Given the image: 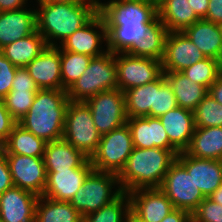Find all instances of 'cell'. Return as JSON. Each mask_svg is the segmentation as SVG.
<instances>
[{
    "label": "cell",
    "instance_id": "3",
    "mask_svg": "<svg viewBox=\"0 0 222 222\" xmlns=\"http://www.w3.org/2000/svg\"><path fill=\"white\" fill-rule=\"evenodd\" d=\"M98 3L39 2L40 8L36 10L37 31L44 37L47 46H57L53 39L62 43L87 24L98 13Z\"/></svg>",
    "mask_w": 222,
    "mask_h": 222
},
{
    "label": "cell",
    "instance_id": "46",
    "mask_svg": "<svg viewBox=\"0 0 222 222\" xmlns=\"http://www.w3.org/2000/svg\"><path fill=\"white\" fill-rule=\"evenodd\" d=\"M161 222H191V214L185 210L175 208Z\"/></svg>",
    "mask_w": 222,
    "mask_h": 222
},
{
    "label": "cell",
    "instance_id": "31",
    "mask_svg": "<svg viewBox=\"0 0 222 222\" xmlns=\"http://www.w3.org/2000/svg\"><path fill=\"white\" fill-rule=\"evenodd\" d=\"M82 221L83 217L70 204V202L56 201L44 196H39L35 209V222H82Z\"/></svg>",
    "mask_w": 222,
    "mask_h": 222
},
{
    "label": "cell",
    "instance_id": "15",
    "mask_svg": "<svg viewBox=\"0 0 222 222\" xmlns=\"http://www.w3.org/2000/svg\"><path fill=\"white\" fill-rule=\"evenodd\" d=\"M93 169L91 161L88 159L79 168L46 172V186L42 196L56 201L70 202Z\"/></svg>",
    "mask_w": 222,
    "mask_h": 222
},
{
    "label": "cell",
    "instance_id": "22",
    "mask_svg": "<svg viewBox=\"0 0 222 222\" xmlns=\"http://www.w3.org/2000/svg\"><path fill=\"white\" fill-rule=\"evenodd\" d=\"M169 137L170 143L179 151L184 152L190 145L196 125L194 112L176 107L159 117Z\"/></svg>",
    "mask_w": 222,
    "mask_h": 222
},
{
    "label": "cell",
    "instance_id": "42",
    "mask_svg": "<svg viewBox=\"0 0 222 222\" xmlns=\"http://www.w3.org/2000/svg\"><path fill=\"white\" fill-rule=\"evenodd\" d=\"M17 123L5 107L3 100L0 99V147L5 143Z\"/></svg>",
    "mask_w": 222,
    "mask_h": 222
},
{
    "label": "cell",
    "instance_id": "50",
    "mask_svg": "<svg viewBox=\"0 0 222 222\" xmlns=\"http://www.w3.org/2000/svg\"><path fill=\"white\" fill-rule=\"evenodd\" d=\"M208 198L222 205V184Z\"/></svg>",
    "mask_w": 222,
    "mask_h": 222
},
{
    "label": "cell",
    "instance_id": "4",
    "mask_svg": "<svg viewBox=\"0 0 222 222\" xmlns=\"http://www.w3.org/2000/svg\"><path fill=\"white\" fill-rule=\"evenodd\" d=\"M117 89L115 54H105L92 58L83 74L67 90L72 102H85L103 91Z\"/></svg>",
    "mask_w": 222,
    "mask_h": 222
},
{
    "label": "cell",
    "instance_id": "41",
    "mask_svg": "<svg viewBox=\"0 0 222 222\" xmlns=\"http://www.w3.org/2000/svg\"><path fill=\"white\" fill-rule=\"evenodd\" d=\"M17 71L13 65L0 51V99L2 100L10 91L12 82Z\"/></svg>",
    "mask_w": 222,
    "mask_h": 222
},
{
    "label": "cell",
    "instance_id": "43",
    "mask_svg": "<svg viewBox=\"0 0 222 222\" xmlns=\"http://www.w3.org/2000/svg\"><path fill=\"white\" fill-rule=\"evenodd\" d=\"M11 90H39L25 67H17Z\"/></svg>",
    "mask_w": 222,
    "mask_h": 222
},
{
    "label": "cell",
    "instance_id": "36",
    "mask_svg": "<svg viewBox=\"0 0 222 222\" xmlns=\"http://www.w3.org/2000/svg\"><path fill=\"white\" fill-rule=\"evenodd\" d=\"M181 72L195 83L209 89L222 74V65L219 60L206 57Z\"/></svg>",
    "mask_w": 222,
    "mask_h": 222
},
{
    "label": "cell",
    "instance_id": "6",
    "mask_svg": "<svg viewBox=\"0 0 222 222\" xmlns=\"http://www.w3.org/2000/svg\"><path fill=\"white\" fill-rule=\"evenodd\" d=\"M63 139L89 159L98 149L101 135L94 125L91 110L85 102L69 101Z\"/></svg>",
    "mask_w": 222,
    "mask_h": 222
},
{
    "label": "cell",
    "instance_id": "44",
    "mask_svg": "<svg viewBox=\"0 0 222 222\" xmlns=\"http://www.w3.org/2000/svg\"><path fill=\"white\" fill-rule=\"evenodd\" d=\"M13 181L5 153L0 149V195L13 187Z\"/></svg>",
    "mask_w": 222,
    "mask_h": 222
},
{
    "label": "cell",
    "instance_id": "16",
    "mask_svg": "<svg viewBox=\"0 0 222 222\" xmlns=\"http://www.w3.org/2000/svg\"><path fill=\"white\" fill-rule=\"evenodd\" d=\"M94 28L100 29L96 31ZM106 41V25L103 17L98 12L87 24L76 30L67 37L62 43L61 48L64 51L75 52L88 55L90 57H99L107 52L100 50L102 40Z\"/></svg>",
    "mask_w": 222,
    "mask_h": 222
},
{
    "label": "cell",
    "instance_id": "26",
    "mask_svg": "<svg viewBox=\"0 0 222 222\" xmlns=\"http://www.w3.org/2000/svg\"><path fill=\"white\" fill-rule=\"evenodd\" d=\"M157 11L169 32H183L199 20L188 0H160Z\"/></svg>",
    "mask_w": 222,
    "mask_h": 222
},
{
    "label": "cell",
    "instance_id": "51",
    "mask_svg": "<svg viewBox=\"0 0 222 222\" xmlns=\"http://www.w3.org/2000/svg\"><path fill=\"white\" fill-rule=\"evenodd\" d=\"M99 0H88V2H98ZM38 2L47 3H84L86 0H38Z\"/></svg>",
    "mask_w": 222,
    "mask_h": 222
},
{
    "label": "cell",
    "instance_id": "33",
    "mask_svg": "<svg viewBox=\"0 0 222 222\" xmlns=\"http://www.w3.org/2000/svg\"><path fill=\"white\" fill-rule=\"evenodd\" d=\"M93 57L64 51L60 47L62 90H68L89 66Z\"/></svg>",
    "mask_w": 222,
    "mask_h": 222
},
{
    "label": "cell",
    "instance_id": "30",
    "mask_svg": "<svg viewBox=\"0 0 222 222\" xmlns=\"http://www.w3.org/2000/svg\"><path fill=\"white\" fill-rule=\"evenodd\" d=\"M47 47L44 37L36 30L33 34L12 42L0 51L17 67H26Z\"/></svg>",
    "mask_w": 222,
    "mask_h": 222
},
{
    "label": "cell",
    "instance_id": "21",
    "mask_svg": "<svg viewBox=\"0 0 222 222\" xmlns=\"http://www.w3.org/2000/svg\"><path fill=\"white\" fill-rule=\"evenodd\" d=\"M151 24L106 25L107 51L142 57V38Z\"/></svg>",
    "mask_w": 222,
    "mask_h": 222
},
{
    "label": "cell",
    "instance_id": "25",
    "mask_svg": "<svg viewBox=\"0 0 222 222\" xmlns=\"http://www.w3.org/2000/svg\"><path fill=\"white\" fill-rule=\"evenodd\" d=\"M43 158L46 172L79 168L89 159L63 138L47 142Z\"/></svg>",
    "mask_w": 222,
    "mask_h": 222
},
{
    "label": "cell",
    "instance_id": "39",
    "mask_svg": "<svg viewBox=\"0 0 222 222\" xmlns=\"http://www.w3.org/2000/svg\"><path fill=\"white\" fill-rule=\"evenodd\" d=\"M38 90H11L2 100L10 115L18 122L31 107Z\"/></svg>",
    "mask_w": 222,
    "mask_h": 222
},
{
    "label": "cell",
    "instance_id": "18",
    "mask_svg": "<svg viewBox=\"0 0 222 222\" xmlns=\"http://www.w3.org/2000/svg\"><path fill=\"white\" fill-rule=\"evenodd\" d=\"M39 196L13 186L0 195L2 222H35V209Z\"/></svg>",
    "mask_w": 222,
    "mask_h": 222
},
{
    "label": "cell",
    "instance_id": "28",
    "mask_svg": "<svg viewBox=\"0 0 222 222\" xmlns=\"http://www.w3.org/2000/svg\"><path fill=\"white\" fill-rule=\"evenodd\" d=\"M174 92L177 106L194 111L208 93V89L195 83L182 72H163Z\"/></svg>",
    "mask_w": 222,
    "mask_h": 222
},
{
    "label": "cell",
    "instance_id": "27",
    "mask_svg": "<svg viewBox=\"0 0 222 222\" xmlns=\"http://www.w3.org/2000/svg\"><path fill=\"white\" fill-rule=\"evenodd\" d=\"M185 152L192 157L222 160V127H196Z\"/></svg>",
    "mask_w": 222,
    "mask_h": 222
},
{
    "label": "cell",
    "instance_id": "19",
    "mask_svg": "<svg viewBox=\"0 0 222 222\" xmlns=\"http://www.w3.org/2000/svg\"><path fill=\"white\" fill-rule=\"evenodd\" d=\"M60 47L47 46L25 68L39 89L62 90Z\"/></svg>",
    "mask_w": 222,
    "mask_h": 222
},
{
    "label": "cell",
    "instance_id": "45",
    "mask_svg": "<svg viewBox=\"0 0 222 222\" xmlns=\"http://www.w3.org/2000/svg\"><path fill=\"white\" fill-rule=\"evenodd\" d=\"M205 20L222 25V0H209Z\"/></svg>",
    "mask_w": 222,
    "mask_h": 222
},
{
    "label": "cell",
    "instance_id": "37",
    "mask_svg": "<svg viewBox=\"0 0 222 222\" xmlns=\"http://www.w3.org/2000/svg\"><path fill=\"white\" fill-rule=\"evenodd\" d=\"M193 112L196 127H222V104L209 93L199 102Z\"/></svg>",
    "mask_w": 222,
    "mask_h": 222
},
{
    "label": "cell",
    "instance_id": "5",
    "mask_svg": "<svg viewBox=\"0 0 222 222\" xmlns=\"http://www.w3.org/2000/svg\"><path fill=\"white\" fill-rule=\"evenodd\" d=\"M116 183L120 184L118 174L93 169L71 199L70 204L84 218L89 213L98 211L113 202L123 193L120 186L115 192L112 191V186Z\"/></svg>",
    "mask_w": 222,
    "mask_h": 222
},
{
    "label": "cell",
    "instance_id": "49",
    "mask_svg": "<svg viewBox=\"0 0 222 222\" xmlns=\"http://www.w3.org/2000/svg\"><path fill=\"white\" fill-rule=\"evenodd\" d=\"M27 0H0V12L21 9Z\"/></svg>",
    "mask_w": 222,
    "mask_h": 222
},
{
    "label": "cell",
    "instance_id": "17",
    "mask_svg": "<svg viewBox=\"0 0 222 222\" xmlns=\"http://www.w3.org/2000/svg\"><path fill=\"white\" fill-rule=\"evenodd\" d=\"M176 159L193 177L196 187L209 197L222 184V160L204 159L180 152Z\"/></svg>",
    "mask_w": 222,
    "mask_h": 222
},
{
    "label": "cell",
    "instance_id": "13",
    "mask_svg": "<svg viewBox=\"0 0 222 222\" xmlns=\"http://www.w3.org/2000/svg\"><path fill=\"white\" fill-rule=\"evenodd\" d=\"M206 58L183 32H169L162 59L163 72H181Z\"/></svg>",
    "mask_w": 222,
    "mask_h": 222
},
{
    "label": "cell",
    "instance_id": "52",
    "mask_svg": "<svg viewBox=\"0 0 222 222\" xmlns=\"http://www.w3.org/2000/svg\"><path fill=\"white\" fill-rule=\"evenodd\" d=\"M126 222H143L140 219L136 218L131 212L128 215V218H126Z\"/></svg>",
    "mask_w": 222,
    "mask_h": 222
},
{
    "label": "cell",
    "instance_id": "2",
    "mask_svg": "<svg viewBox=\"0 0 222 222\" xmlns=\"http://www.w3.org/2000/svg\"><path fill=\"white\" fill-rule=\"evenodd\" d=\"M69 101L67 90L39 89L18 124L45 142L62 139Z\"/></svg>",
    "mask_w": 222,
    "mask_h": 222
},
{
    "label": "cell",
    "instance_id": "48",
    "mask_svg": "<svg viewBox=\"0 0 222 222\" xmlns=\"http://www.w3.org/2000/svg\"><path fill=\"white\" fill-rule=\"evenodd\" d=\"M208 93L220 104H222V74L212 83Z\"/></svg>",
    "mask_w": 222,
    "mask_h": 222
},
{
    "label": "cell",
    "instance_id": "23",
    "mask_svg": "<svg viewBox=\"0 0 222 222\" xmlns=\"http://www.w3.org/2000/svg\"><path fill=\"white\" fill-rule=\"evenodd\" d=\"M37 30L36 10L17 9L0 12V49Z\"/></svg>",
    "mask_w": 222,
    "mask_h": 222
},
{
    "label": "cell",
    "instance_id": "29",
    "mask_svg": "<svg viewBox=\"0 0 222 222\" xmlns=\"http://www.w3.org/2000/svg\"><path fill=\"white\" fill-rule=\"evenodd\" d=\"M46 143L17 123L0 149L5 154L43 158Z\"/></svg>",
    "mask_w": 222,
    "mask_h": 222
},
{
    "label": "cell",
    "instance_id": "12",
    "mask_svg": "<svg viewBox=\"0 0 222 222\" xmlns=\"http://www.w3.org/2000/svg\"><path fill=\"white\" fill-rule=\"evenodd\" d=\"M14 186L42 196L46 186L44 158L5 154Z\"/></svg>",
    "mask_w": 222,
    "mask_h": 222
},
{
    "label": "cell",
    "instance_id": "40",
    "mask_svg": "<svg viewBox=\"0 0 222 222\" xmlns=\"http://www.w3.org/2000/svg\"><path fill=\"white\" fill-rule=\"evenodd\" d=\"M191 222H222V205L206 197L191 213Z\"/></svg>",
    "mask_w": 222,
    "mask_h": 222
},
{
    "label": "cell",
    "instance_id": "35",
    "mask_svg": "<svg viewBox=\"0 0 222 222\" xmlns=\"http://www.w3.org/2000/svg\"><path fill=\"white\" fill-rule=\"evenodd\" d=\"M169 31L157 18L144 32L142 38V57L155 58L162 61L165 51V41Z\"/></svg>",
    "mask_w": 222,
    "mask_h": 222
},
{
    "label": "cell",
    "instance_id": "8",
    "mask_svg": "<svg viewBox=\"0 0 222 222\" xmlns=\"http://www.w3.org/2000/svg\"><path fill=\"white\" fill-rule=\"evenodd\" d=\"M159 189L172 202L174 208L190 214L206 198L177 159L171 163Z\"/></svg>",
    "mask_w": 222,
    "mask_h": 222
},
{
    "label": "cell",
    "instance_id": "38",
    "mask_svg": "<svg viewBox=\"0 0 222 222\" xmlns=\"http://www.w3.org/2000/svg\"><path fill=\"white\" fill-rule=\"evenodd\" d=\"M176 107L177 102L172 87L162 74L154 81V107H151V117L159 118Z\"/></svg>",
    "mask_w": 222,
    "mask_h": 222
},
{
    "label": "cell",
    "instance_id": "1",
    "mask_svg": "<svg viewBox=\"0 0 222 222\" xmlns=\"http://www.w3.org/2000/svg\"><path fill=\"white\" fill-rule=\"evenodd\" d=\"M180 152L163 148H135L124 168L118 174L123 192L159 188L171 165Z\"/></svg>",
    "mask_w": 222,
    "mask_h": 222
},
{
    "label": "cell",
    "instance_id": "24",
    "mask_svg": "<svg viewBox=\"0 0 222 222\" xmlns=\"http://www.w3.org/2000/svg\"><path fill=\"white\" fill-rule=\"evenodd\" d=\"M183 33L200 49L205 57L217 59L222 57V25L205 19H199Z\"/></svg>",
    "mask_w": 222,
    "mask_h": 222
},
{
    "label": "cell",
    "instance_id": "34",
    "mask_svg": "<svg viewBox=\"0 0 222 222\" xmlns=\"http://www.w3.org/2000/svg\"><path fill=\"white\" fill-rule=\"evenodd\" d=\"M129 213V195L127 192H123L113 202L103 206L98 211L89 213L83 220L84 222H126Z\"/></svg>",
    "mask_w": 222,
    "mask_h": 222
},
{
    "label": "cell",
    "instance_id": "47",
    "mask_svg": "<svg viewBox=\"0 0 222 222\" xmlns=\"http://www.w3.org/2000/svg\"><path fill=\"white\" fill-rule=\"evenodd\" d=\"M191 8L199 19H205L209 0H188Z\"/></svg>",
    "mask_w": 222,
    "mask_h": 222
},
{
    "label": "cell",
    "instance_id": "14",
    "mask_svg": "<svg viewBox=\"0 0 222 222\" xmlns=\"http://www.w3.org/2000/svg\"><path fill=\"white\" fill-rule=\"evenodd\" d=\"M130 212L143 222H161L175 208L159 188L128 192Z\"/></svg>",
    "mask_w": 222,
    "mask_h": 222
},
{
    "label": "cell",
    "instance_id": "9",
    "mask_svg": "<svg viewBox=\"0 0 222 222\" xmlns=\"http://www.w3.org/2000/svg\"><path fill=\"white\" fill-rule=\"evenodd\" d=\"M85 103L101 136L127 123L124 92L118 88L93 95Z\"/></svg>",
    "mask_w": 222,
    "mask_h": 222
},
{
    "label": "cell",
    "instance_id": "20",
    "mask_svg": "<svg viewBox=\"0 0 222 222\" xmlns=\"http://www.w3.org/2000/svg\"><path fill=\"white\" fill-rule=\"evenodd\" d=\"M133 145L135 148H163L177 150L169 141V137L157 117H131L127 119Z\"/></svg>",
    "mask_w": 222,
    "mask_h": 222
},
{
    "label": "cell",
    "instance_id": "7",
    "mask_svg": "<svg viewBox=\"0 0 222 222\" xmlns=\"http://www.w3.org/2000/svg\"><path fill=\"white\" fill-rule=\"evenodd\" d=\"M133 149L131 131L126 123L101 136L98 149L90 161L94 170L119 174Z\"/></svg>",
    "mask_w": 222,
    "mask_h": 222
},
{
    "label": "cell",
    "instance_id": "32",
    "mask_svg": "<svg viewBox=\"0 0 222 222\" xmlns=\"http://www.w3.org/2000/svg\"><path fill=\"white\" fill-rule=\"evenodd\" d=\"M126 114L131 117H151L154 107V81L124 92Z\"/></svg>",
    "mask_w": 222,
    "mask_h": 222
},
{
    "label": "cell",
    "instance_id": "10",
    "mask_svg": "<svg viewBox=\"0 0 222 222\" xmlns=\"http://www.w3.org/2000/svg\"><path fill=\"white\" fill-rule=\"evenodd\" d=\"M118 54H115L116 79L117 88L122 92L153 82L163 74L160 60L127 53Z\"/></svg>",
    "mask_w": 222,
    "mask_h": 222
},
{
    "label": "cell",
    "instance_id": "11",
    "mask_svg": "<svg viewBox=\"0 0 222 222\" xmlns=\"http://www.w3.org/2000/svg\"><path fill=\"white\" fill-rule=\"evenodd\" d=\"M105 25L153 23L158 18L157 3L148 0H110L98 3Z\"/></svg>",
    "mask_w": 222,
    "mask_h": 222
}]
</instances>
